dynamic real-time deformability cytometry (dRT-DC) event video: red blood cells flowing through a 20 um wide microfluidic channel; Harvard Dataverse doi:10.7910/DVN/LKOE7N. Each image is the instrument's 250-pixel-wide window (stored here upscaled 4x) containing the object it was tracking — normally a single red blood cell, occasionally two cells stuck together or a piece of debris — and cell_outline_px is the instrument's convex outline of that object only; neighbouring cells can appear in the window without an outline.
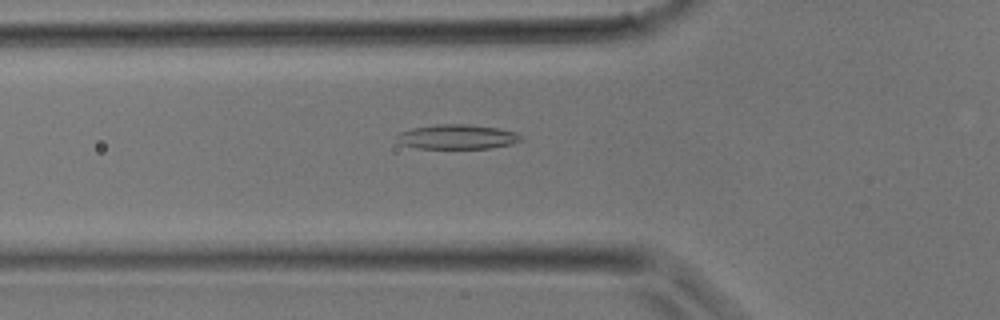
{"species": "common noctule bat (a hibernating species)", "species_latin": "Nyctalus noctula", "temperature_condition": "room temperature", "stored_images_in_passage": 28, "camera_frame_rate_fps": 3000, "um_per_image_px": 0.085, "animal": {"sex": "male", "body_mass_g": 17.9}, "frame": {"image": 1, "passage_image": 5, "time_ms": 1.333, "image_size_px": [1000, 320], "cell_outline_px": [[524, 140], [512, 144], [492, 148], [416, 148], [400, 144], [396, 140], [396, 136], [400, 132], [412, 128], [436, 124], [468, 124], [500, 128], [516, 132], [524, 136]], "centroid_in_image_um": [38.9, 11.62], "position_along_channel_um": 86.9, "area_um2": 18.09}}
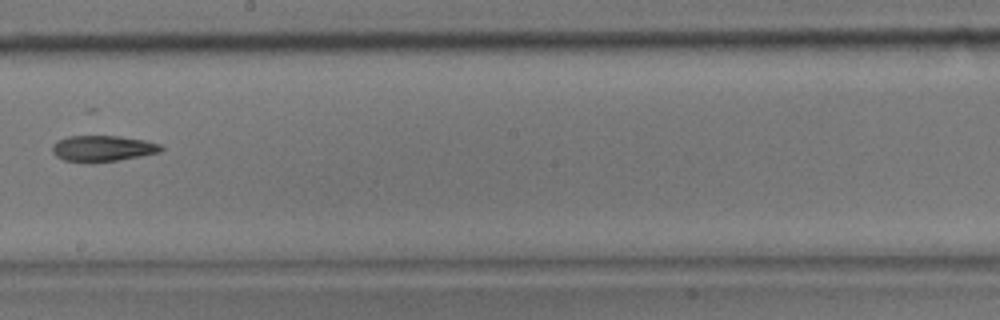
{"frame": {"image": 2, "passage_image": 13, "time_ms": 4.0, "image_size_px": [1000, 320], "cell_outline_px": [[164, 148], [160, 152], [140, 156], [92, 164], [88, 164], [64, 160], [56, 156], [52, 152], [52, 144], [56, 140], [68, 136], [120, 136], [144, 140], [160, 144]], "centroid_in_image_um": [8.68, 12.63], "position_along_channel_um": 239.5, "area_um2": 16.76}}
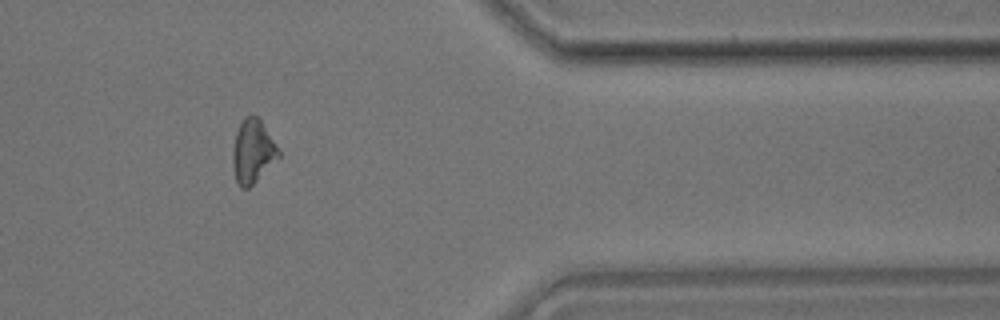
{"frame": {"image": 3, "passage_image": 22, "time_ms": 7.0, "image_size_px": [1000, 320], "cell_outline_px": [[280, 156], [248, 188], [240, 188], [236, 184], [232, 164], [232, 148], [236, 132], [244, 116], [256, 116], [260, 120], [280, 152]], "centroid_in_image_um": [21.43, 12.89], "position_along_channel_um": 390.0, "area_um2": 16.7}}